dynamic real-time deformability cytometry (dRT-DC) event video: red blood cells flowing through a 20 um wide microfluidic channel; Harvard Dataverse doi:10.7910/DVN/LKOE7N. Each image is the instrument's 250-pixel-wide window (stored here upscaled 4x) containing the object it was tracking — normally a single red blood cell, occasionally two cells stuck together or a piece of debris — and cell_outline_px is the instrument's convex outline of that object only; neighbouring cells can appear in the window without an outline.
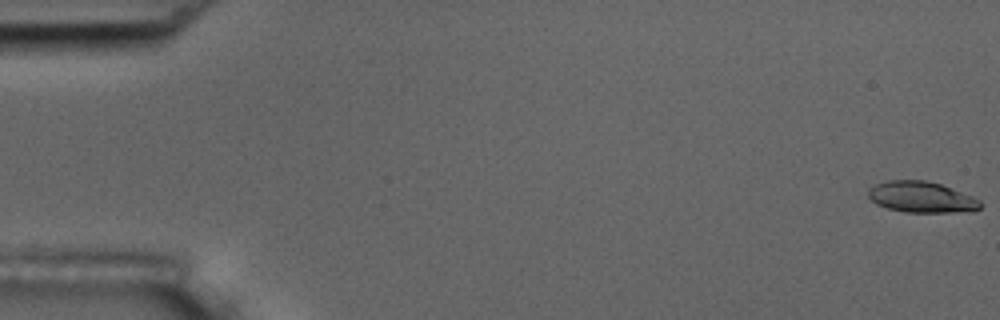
{"species": "common noctule bat (a hibernating species)", "species_latin": "Nyctalus noctula", "temperature_condition": "room temperature", "stored_images_in_passage": 9, "camera_frame_rate_fps": 3000, "um_per_image_px": 0.085, "animal": {"sex": "male", "body_mass_g": 17.5, "forearm_length_mm": 52.3}, "frame": {"image": 1, "passage_image": 1, "time_ms": 0.0, "image_size_px": [1000, 320], "cell_outline_px": [[980, 208], [972, 212], [904, 212], [888, 208], [876, 204], [868, 196], [868, 188], [876, 184], [888, 180], [924, 180], [940, 184], [972, 196], [980, 200]], "centroid_in_image_um": [78.32, 16.76], "position_along_channel_um": 6.7, "area_um2": 20.23}}
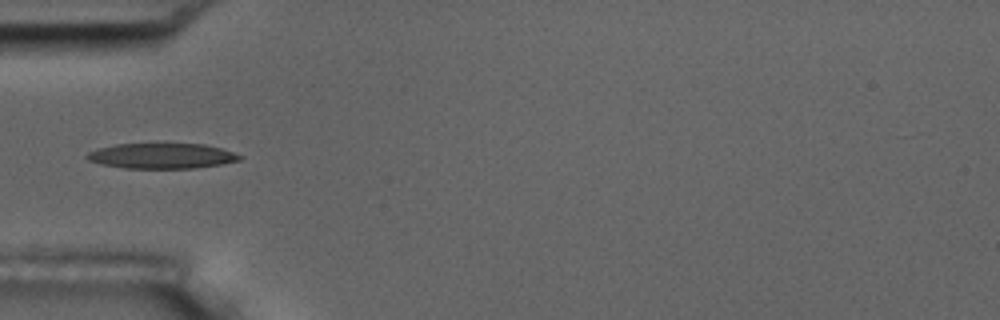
{"frame": {"image": 2, "passage_image": 6, "time_ms": 1.667, "image_size_px": [1000, 320], "cell_outline_px": [[244, 156], [240, 160], [220, 164], [192, 168], [124, 168], [100, 164], [88, 160], [84, 156], [88, 152], [96, 148], [116, 144], [204, 144], [220, 148]], "centroid_in_image_um": [13.7, 13.25], "position_along_channel_um": 71.3, "area_um2": 22.48}}
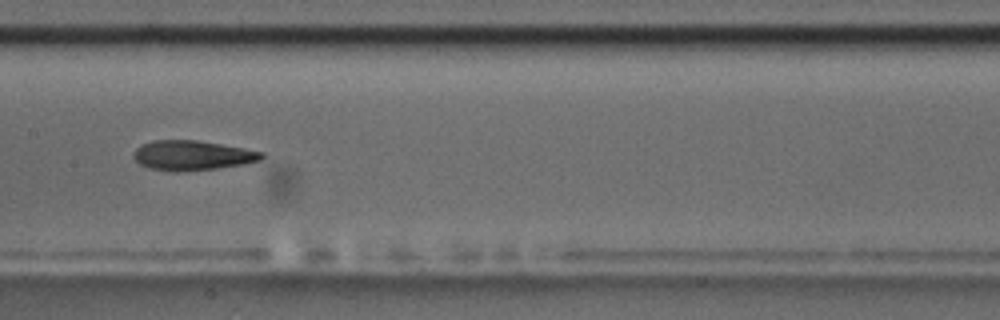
{"frame": {"image": 3, "passage_image": 9, "time_ms": 2.667, "image_size_px": [1000, 320], "cell_outline_px": [[264, 156], [260, 160], [244, 164], [216, 168], [176, 172], [172, 172], [148, 168], [140, 164], [132, 156], [136, 148], [140, 144], [152, 140], [196, 140], [244, 148], [264, 152]], "centroid_in_image_um": [16.31, 13.21], "position_along_channel_um": 191.1, "area_um2": 22.25}}